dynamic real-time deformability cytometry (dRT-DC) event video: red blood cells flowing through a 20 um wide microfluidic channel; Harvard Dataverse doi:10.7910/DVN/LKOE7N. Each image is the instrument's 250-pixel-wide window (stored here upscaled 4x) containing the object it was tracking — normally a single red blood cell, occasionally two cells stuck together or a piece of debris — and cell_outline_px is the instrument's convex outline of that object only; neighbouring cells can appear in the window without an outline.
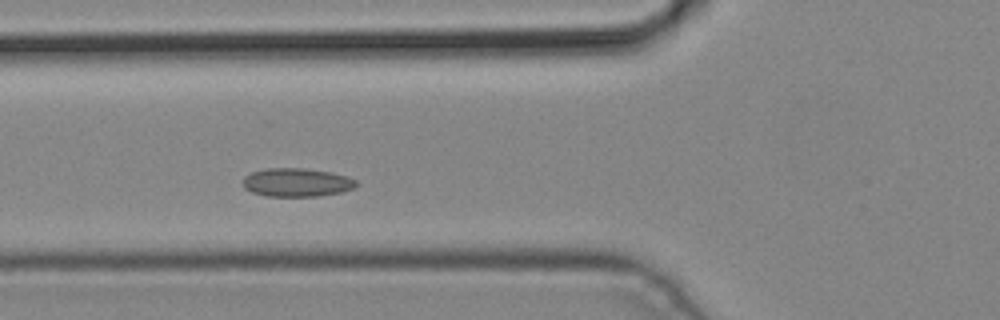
{"species": "common noctule bat (a hibernating species)", "species_latin": "Nyctalus noctula", "temperature_condition": "cold", "stored_images_in_passage": 5, "camera_frame_rate_fps": 3000, "um_per_image_px": 0.085, "animal": {"sex": "male", "body_mass_g": 19.2, "forearm_length_mm": 51.8}, "frame": {"image": 1, "passage_image": 3, "time_ms": 0.667, "image_size_px": [1000, 320], "cell_outline_px": [[356, 188], [340, 192], [320, 196], [264, 196], [252, 192], [244, 188], [244, 176], [252, 172], [264, 168], [304, 168], [332, 172], [356, 180]], "centroid_in_image_um": [25.21, 15.5], "position_along_channel_um": 100.6, "area_um2": 18.84}}
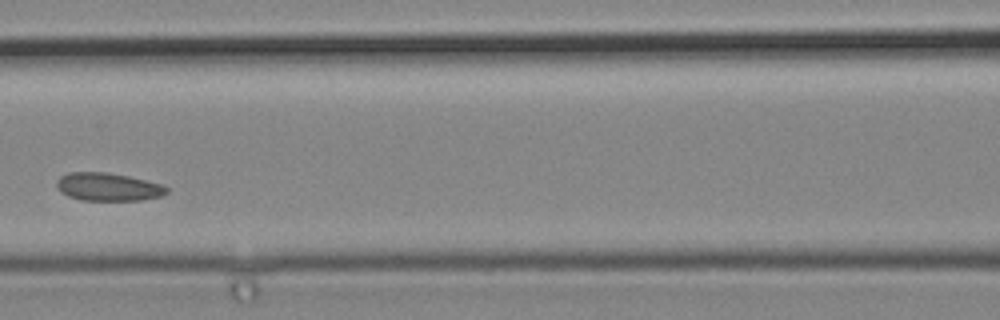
{"frame": {"image": 2, "passage_image": 4, "time_ms": 1.0, "image_size_px": [1000, 320], "cell_outline_px": [[168, 192], [160, 196], [140, 200], [80, 200], [68, 196], [60, 192], [56, 188], [56, 180], [60, 176], [68, 172], [104, 172], [128, 176], [160, 184], [168, 188]], "centroid_in_image_um": [9.12, 15.88], "position_along_channel_um": 157.5, "area_um2": 17.92}}
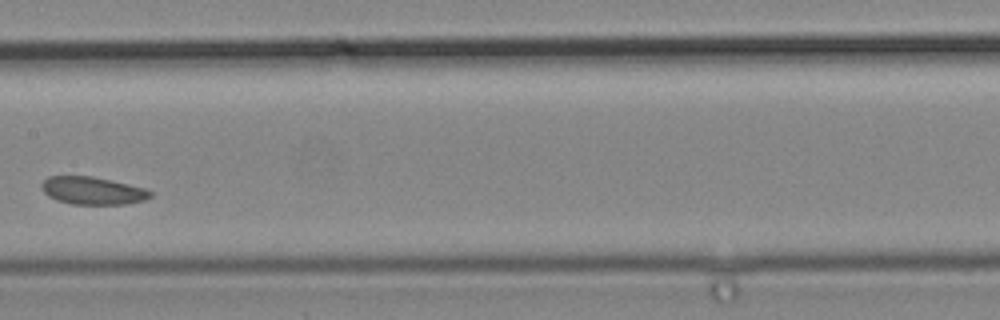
{"frame": {"image": 3, "passage_image": 5, "time_ms": 1.333, "image_size_px": [1000, 320], "cell_outline_px": [[152, 196], [144, 200], [124, 204], [72, 204], [56, 200], [48, 196], [40, 188], [40, 184], [48, 176], [92, 176], [128, 184], [144, 188], [152, 192]], "centroid_in_image_um": [7.83, 16.2], "position_along_channel_um": 199.6, "area_um2": 17.51}}